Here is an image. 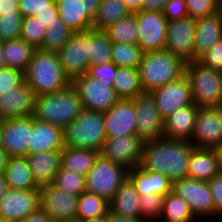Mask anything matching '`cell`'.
Here are the masks:
<instances>
[{"label":"cell","mask_w":222,"mask_h":222,"mask_svg":"<svg viewBox=\"0 0 222 222\" xmlns=\"http://www.w3.org/2000/svg\"><path fill=\"white\" fill-rule=\"evenodd\" d=\"M195 28L196 20L191 17L168 21L165 50L186 63L197 60L194 54Z\"/></svg>","instance_id":"5bb4252c"},{"label":"cell","mask_w":222,"mask_h":222,"mask_svg":"<svg viewBox=\"0 0 222 222\" xmlns=\"http://www.w3.org/2000/svg\"><path fill=\"white\" fill-rule=\"evenodd\" d=\"M109 211L108 200L84 191L78 198L76 220L106 217Z\"/></svg>","instance_id":"8d00e7d4"},{"label":"cell","mask_w":222,"mask_h":222,"mask_svg":"<svg viewBox=\"0 0 222 222\" xmlns=\"http://www.w3.org/2000/svg\"><path fill=\"white\" fill-rule=\"evenodd\" d=\"M166 222V221H163V220H161V219H158V220H154V221H151V222Z\"/></svg>","instance_id":"2644e50d"},{"label":"cell","mask_w":222,"mask_h":222,"mask_svg":"<svg viewBox=\"0 0 222 222\" xmlns=\"http://www.w3.org/2000/svg\"><path fill=\"white\" fill-rule=\"evenodd\" d=\"M128 179L141 195L156 194L165 197L172 191L173 182L164 174L135 167L128 170Z\"/></svg>","instance_id":"cb8c5ba5"},{"label":"cell","mask_w":222,"mask_h":222,"mask_svg":"<svg viewBox=\"0 0 222 222\" xmlns=\"http://www.w3.org/2000/svg\"><path fill=\"white\" fill-rule=\"evenodd\" d=\"M83 111L81 99L75 88H68L50 94L37 95L33 118L64 129Z\"/></svg>","instance_id":"3957f363"},{"label":"cell","mask_w":222,"mask_h":222,"mask_svg":"<svg viewBox=\"0 0 222 222\" xmlns=\"http://www.w3.org/2000/svg\"><path fill=\"white\" fill-rule=\"evenodd\" d=\"M198 107L193 104L171 114L164 120L165 138L190 140L194 131Z\"/></svg>","instance_id":"d4e9b609"},{"label":"cell","mask_w":222,"mask_h":222,"mask_svg":"<svg viewBox=\"0 0 222 222\" xmlns=\"http://www.w3.org/2000/svg\"><path fill=\"white\" fill-rule=\"evenodd\" d=\"M9 187L5 180V176L3 173H0V200L4 197V195L7 193Z\"/></svg>","instance_id":"6125c7cd"},{"label":"cell","mask_w":222,"mask_h":222,"mask_svg":"<svg viewBox=\"0 0 222 222\" xmlns=\"http://www.w3.org/2000/svg\"><path fill=\"white\" fill-rule=\"evenodd\" d=\"M144 141L136 134L107 137L100 154L128 170L138 167Z\"/></svg>","instance_id":"e0dca14e"},{"label":"cell","mask_w":222,"mask_h":222,"mask_svg":"<svg viewBox=\"0 0 222 222\" xmlns=\"http://www.w3.org/2000/svg\"><path fill=\"white\" fill-rule=\"evenodd\" d=\"M106 222H148V221L143 220V219L124 218L122 216L113 214L109 211V213L106 215Z\"/></svg>","instance_id":"680465c9"},{"label":"cell","mask_w":222,"mask_h":222,"mask_svg":"<svg viewBox=\"0 0 222 222\" xmlns=\"http://www.w3.org/2000/svg\"><path fill=\"white\" fill-rule=\"evenodd\" d=\"M103 112L83 109L81 114L63 129L64 146L101 152L106 139Z\"/></svg>","instance_id":"5b68a950"},{"label":"cell","mask_w":222,"mask_h":222,"mask_svg":"<svg viewBox=\"0 0 222 222\" xmlns=\"http://www.w3.org/2000/svg\"><path fill=\"white\" fill-rule=\"evenodd\" d=\"M0 148H2V120L0 121Z\"/></svg>","instance_id":"003e7915"},{"label":"cell","mask_w":222,"mask_h":222,"mask_svg":"<svg viewBox=\"0 0 222 222\" xmlns=\"http://www.w3.org/2000/svg\"><path fill=\"white\" fill-rule=\"evenodd\" d=\"M169 0H142L141 11L163 12L165 4Z\"/></svg>","instance_id":"11a10c76"},{"label":"cell","mask_w":222,"mask_h":222,"mask_svg":"<svg viewBox=\"0 0 222 222\" xmlns=\"http://www.w3.org/2000/svg\"><path fill=\"white\" fill-rule=\"evenodd\" d=\"M116 71L117 66L111 61L105 64L90 66L88 74L102 81L106 86H113Z\"/></svg>","instance_id":"c3c4849f"},{"label":"cell","mask_w":222,"mask_h":222,"mask_svg":"<svg viewBox=\"0 0 222 222\" xmlns=\"http://www.w3.org/2000/svg\"><path fill=\"white\" fill-rule=\"evenodd\" d=\"M8 159L9 155L7 152L3 148H0V173H3L5 170Z\"/></svg>","instance_id":"94428289"},{"label":"cell","mask_w":222,"mask_h":222,"mask_svg":"<svg viewBox=\"0 0 222 222\" xmlns=\"http://www.w3.org/2000/svg\"><path fill=\"white\" fill-rule=\"evenodd\" d=\"M111 61L117 67L138 68L144 51L137 44L113 42Z\"/></svg>","instance_id":"f35d334b"},{"label":"cell","mask_w":222,"mask_h":222,"mask_svg":"<svg viewBox=\"0 0 222 222\" xmlns=\"http://www.w3.org/2000/svg\"><path fill=\"white\" fill-rule=\"evenodd\" d=\"M43 43L39 49L58 52L73 35V31L67 27L58 17L51 25L46 26Z\"/></svg>","instance_id":"ab89813d"},{"label":"cell","mask_w":222,"mask_h":222,"mask_svg":"<svg viewBox=\"0 0 222 222\" xmlns=\"http://www.w3.org/2000/svg\"><path fill=\"white\" fill-rule=\"evenodd\" d=\"M24 81L36 96L62 91L72 83L62 68L57 52L41 49L33 52L24 72Z\"/></svg>","instance_id":"7a4b0ae2"},{"label":"cell","mask_w":222,"mask_h":222,"mask_svg":"<svg viewBox=\"0 0 222 222\" xmlns=\"http://www.w3.org/2000/svg\"><path fill=\"white\" fill-rule=\"evenodd\" d=\"M106 137H118L136 134V110L133 99H120L103 112Z\"/></svg>","instance_id":"44dd1931"},{"label":"cell","mask_w":222,"mask_h":222,"mask_svg":"<svg viewBox=\"0 0 222 222\" xmlns=\"http://www.w3.org/2000/svg\"><path fill=\"white\" fill-rule=\"evenodd\" d=\"M20 222H54L52 218L41 208L33 212Z\"/></svg>","instance_id":"9f6ffc18"},{"label":"cell","mask_w":222,"mask_h":222,"mask_svg":"<svg viewBox=\"0 0 222 222\" xmlns=\"http://www.w3.org/2000/svg\"><path fill=\"white\" fill-rule=\"evenodd\" d=\"M0 222H17V221L0 218Z\"/></svg>","instance_id":"a7ac6f4b"},{"label":"cell","mask_w":222,"mask_h":222,"mask_svg":"<svg viewBox=\"0 0 222 222\" xmlns=\"http://www.w3.org/2000/svg\"><path fill=\"white\" fill-rule=\"evenodd\" d=\"M172 191L188 203L197 220L214 218V198L207 181L183 178L173 182Z\"/></svg>","instance_id":"9c48e42d"},{"label":"cell","mask_w":222,"mask_h":222,"mask_svg":"<svg viewBox=\"0 0 222 222\" xmlns=\"http://www.w3.org/2000/svg\"><path fill=\"white\" fill-rule=\"evenodd\" d=\"M85 177L87 192L110 201L128 179V169L99 154Z\"/></svg>","instance_id":"52a82bcc"},{"label":"cell","mask_w":222,"mask_h":222,"mask_svg":"<svg viewBox=\"0 0 222 222\" xmlns=\"http://www.w3.org/2000/svg\"><path fill=\"white\" fill-rule=\"evenodd\" d=\"M193 103L197 107H222V72L207 68L196 60L185 65Z\"/></svg>","instance_id":"8992f818"},{"label":"cell","mask_w":222,"mask_h":222,"mask_svg":"<svg viewBox=\"0 0 222 222\" xmlns=\"http://www.w3.org/2000/svg\"><path fill=\"white\" fill-rule=\"evenodd\" d=\"M136 110V135L144 142L164 136V120L151 92H143L133 99Z\"/></svg>","instance_id":"8fae6325"},{"label":"cell","mask_w":222,"mask_h":222,"mask_svg":"<svg viewBox=\"0 0 222 222\" xmlns=\"http://www.w3.org/2000/svg\"><path fill=\"white\" fill-rule=\"evenodd\" d=\"M6 67L5 59H4V51H3V41L0 40V68Z\"/></svg>","instance_id":"e7e4bbea"},{"label":"cell","mask_w":222,"mask_h":222,"mask_svg":"<svg viewBox=\"0 0 222 222\" xmlns=\"http://www.w3.org/2000/svg\"><path fill=\"white\" fill-rule=\"evenodd\" d=\"M22 14H8L0 16V40L20 38L23 22Z\"/></svg>","instance_id":"f6af8a7d"},{"label":"cell","mask_w":222,"mask_h":222,"mask_svg":"<svg viewBox=\"0 0 222 222\" xmlns=\"http://www.w3.org/2000/svg\"><path fill=\"white\" fill-rule=\"evenodd\" d=\"M163 120L179 109L193 105L190 81L184 74L179 79L151 92Z\"/></svg>","instance_id":"9a60e30c"},{"label":"cell","mask_w":222,"mask_h":222,"mask_svg":"<svg viewBox=\"0 0 222 222\" xmlns=\"http://www.w3.org/2000/svg\"><path fill=\"white\" fill-rule=\"evenodd\" d=\"M131 13L141 11L142 0H123Z\"/></svg>","instance_id":"91938a15"},{"label":"cell","mask_w":222,"mask_h":222,"mask_svg":"<svg viewBox=\"0 0 222 222\" xmlns=\"http://www.w3.org/2000/svg\"><path fill=\"white\" fill-rule=\"evenodd\" d=\"M36 17L45 26L51 25L59 17L55 0L51 3V10L39 12Z\"/></svg>","instance_id":"f5cc1de1"},{"label":"cell","mask_w":222,"mask_h":222,"mask_svg":"<svg viewBox=\"0 0 222 222\" xmlns=\"http://www.w3.org/2000/svg\"><path fill=\"white\" fill-rule=\"evenodd\" d=\"M33 179L41 187L53 184L55 175L61 167V150H53L26 155Z\"/></svg>","instance_id":"7402d4cb"},{"label":"cell","mask_w":222,"mask_h":222,"mask_svg":"<svg viewBox=\"0 0 222 222\" xmlns=\"http://www.w3.org/2000/svg\"><path fill=\"white\" fill-rule=\"evenodd\" d=\"M102 0H82L86 14L94 20Z\"/></svg>","instance_id":"6f0895ef"},{"label":"cell","mask_w":222,"mask_h":222,"mask_svg":"<svg viewBox=\"0 0 222 222\" xmlns=\"http://www.w3.org/2000/svg\"><path fill=\"white\" fill-rule=\"evenodd\" d=\"M185 65L180 57L168 50L144 52L138 71L144 92H152L171 83L185 74Z\"/></svg>","instance_id":"277c9868"},{"label":"cell","mask_w":222,"mask_h":222,"mask_svg":"<svg viewBox=\"0 0 222 222\" xmlns=\"http://www.w3.org/2000/svg\"><path fill=\"white\" fill-rule=\"evenodd\" d=\"M211 194L214 198V217L222 216V173H217L208 181Z\"/></svg>","instance_id":"816d5d0a"},{"label":"cell","mask_w":222,"mask_h":222,"mask_svg":"<svg viewBox=\"0 0 222 222\" xmlns=\"http://www.w3.org/2000/svg\"><path fill=\"white\" fill-rule=\"evenodd\" d=\"M140 195L132 182L127 179L109 201L110 212L129 219H141Z\"/></svg>","instance_id":"4316f807"},{"label":"cell","mask_w":222,"mask_h":222,"mask_svg":"<svg viewBox=\"0 0 222 222\" xmlns=\"http://www.w3.org/2000/svg\"><path fill=\"white\" fill-rule=\"evenodd\" d=\"M6 67L26 71L35 48L21 38L3 41Z\"/></svg>","instance_id":"1f68e13d"},{"label":"cell","mask_w":222,"mask_h":222,"mask_svg":"<svg viewBox=\"0 0 222 222\" xmlns=\"http://www.w3.org/2000/svg\"><path fill=\"white\" fill-rule=\"evenodd\" d=\"M32 117L2 120V148L9 157L26 156L31 143Z\"/></svg>","instance_id":"d6986e66"},{"label":"cell","mask_w":222,"mask_h":222,"mask_svg":"<svg viewBox=\"0 0 222 222\" xmlns=\"http://www.w3.org/2000/svg\"><path fill=\"white\" fill-rule=\"evenodd\" d=\"M198 63L222 72V38L197 57Z\"/></svg>","instance_id":"bcb514c9"},{"label":"cell","mask_w":222,"mask_h":222,"mask_svg":"<svg viewBox=\"0 0 222 222\" xmlns=\"http://www.w3.org/2000/svg\"><path fill=\"white\" fill-rule=\"evenodd\" d=\"M189 141L195 148L214 149L222 144V107H198Z\"/></svg>","instance_id":"7c38bea8"},{"label":"cell","mask_w":222,"mask_h":222,"mask_svg":"<svg viewBox=\"0 0 222 222\" xmlns=\"http://www.w3.org/2000/svg\"><path fill=\"white\" fill-rule=\"evenodd\" d=\"M130 13L123 0H102L97 15L93 20V28L98 31H104Z\"/></svg>","instance_id":"d590c367"},{"label":"cell","mask_w":222,"mask_h":222,"mask_svg":"<svg viewBox=\"0 0 222 222\" xmlns=\"http://www.w3.org/2000/svg\"><path fill=\"white\" fill-rule=\"evenodd\" d=\"M24 81L22 71L10 67L0 68V96L18 87Z\"/></svg>","instance_id":"7dc6e473"},{"label":"cell","mask_w":222,"mask_h":222,"mask_svg":"<svg viewBox=\"0 0 222 222\" xmlns=\"http://www.w3.org/2000/svg\"><path fill=\"white\" fill-rule=\"evenodd\" d=\"M163 198V196L156 194L141 195L139 204L141 219L148 222L160 219Z\"/></svg>","instance_id":"7bdbcfd3"},{"label":"cell","mask_w":222,"mask_h":222,"mask_svg":"<svg viewBox=\"0 0 222 222\" xmlns=\"http://www.w3.org/2000/svg\"><path fill=\"white\" fill-rule=\"evenodd\" d=\"M54 0H19V9L23 17L36 16L44 10H51Z\"/></svg>","instance_id":"681fc988"},{"label":"cell","mask_w":222,"mask_h":222,"mask_svg":"<svg viewBox=\"0 0 222 222\" xmlns=\"http://www.w3.org/2000/svg\"><path fill=\"white\" fill-rule=\"evenodd\" d=\"M113 88L119 99L132 100L143 93L138 68L117 67Z\"/></svg>","instance_id":"d6a6232c"},{"label":"cell","mask_w":222,"mask_h":222,"mask_svg":"<svg viewBox=\"0 0 222 222\" xmlns=\"http://www.w3.org/2000/svg\"><path fill=\"white\" fill-rule=\"evenodd\" d=\"M36 95L23 81L18 87L0 96V121L10 118L33 117Z\"/></svg>","instance_id":"ffe728a7"},{"label":"cell","mask_w":222,"mask_h":222,"mask_svg":"<svg viewBox=\"0 0 222 222\" xmlns=\"http://www.w3.org/2000/svg\"><path fill=\"white\" fill-rule=\"evenodd\" d=\"M8 14H21L19 0H0V16Z\"/></svg>","instance_id":"db71d44e"},{"label":"cell","mask_w":222,"mask_h":222,"mask_svg":"<svg viewBox=\"0 0 222 222\" xmlns=\"http://www.w3.org/2000/svg\"><path fill=\"white\" fill-rule=\"evenodd\" d=\"M112 42L137 44L136 12L119 19L104 30Z\"/></svg>","instance_id":"74e56055"},{"label":"cell","mask_w":222,"mask_h":222,"mask_svg":"<svg viewBox=\"0 0 222 222\" xmlns=\"http://www.w3.org/2000/svg\"><path fill=\"white\" fill-rule=\"evenodd\" d=\"M40 208L46 212L54 222H75L77 214V195L67 194L53 184L41 186Z\"/></svg>","instance_id":"4fadbf2b"},{"label":"cell","mask_w":222,"mask_h":222,"mask_svg":"<svg viewBox=\"0 0 222 222\" xmlns=\"http://www.w3.org/2000/svg\"><path fill=\"white\" fill-rule=\"evenodd\" d=\"M161 220L166 222H195L188 203L173 191L163 198Z\"/></svg>","instance_id":"e575fe53"},{"label":"cell","mask_w":222,"mask_h":222,"mask_svg":"<svg viewBox=\"0 0 222 222\" xmlns=\"http://www.w3.org/2000/svg\"><path fill=\"white\" fill-rule=\"evenodd\" d=\"M76 222H106V217L76 220Z\"/></svg>","instance_id":"03108f58"},{"label":"cell","mask_w":222,"mask_h":222,"mask_svg":"<svg viewBox=\"0 0 222 222\" xmlns=\"http://www.w3.org/2000/svg\"><path fill=\"white\" fill-rule=\"evenodd\" d=\"M222 38V14L214 15L196 20L194 36V54L198 57L209 49L215 42Z\"/></svg>","instance_id":"484cf974"},{"label":"cell","mask_w":222,"mask_h":222,"mask_svg":"<svg viewBox=\"0 0 222 222\" xmlns=\"http://www.w3.org/2000/svg\"><path fill=\"white\" fill-rule=\"evenodd\" d=\"M113 42L104 31L88 30V61L89 67L111 62Z\"/></svg>","instance_id":"836d02e7"},{"label":"cell","mask_w":222,"mask_h":222,"mask_svg":"<svg viewBox=\"0 0 222 222\" xmlns=\"http://www.w3.org/2000/svg\"><path fill=\"white\" fill-rule=\"evenodd\" d=\"M193 144L189 140L168 139L144 142L138 167L167 176L172 182L188 177Z\"/></svg>","instance_id":"6da1fadb"},{"label":"cell","mask_w":222,"mask_h":222,"mask_svg":"<svg viewBox=\"0 0 222 222\" xmlns=\"http://www.w3.org/2000/svg\"><path fill=\"white\" fill-rule=\"evenodd\" d=\"M55 3L60 19L73 32L93 28V20L86 14L82 0H55Z\"/></svg>","instance_id":"f1b7e54d"},{"label":"cell","mask_w":222,"mask_h":222,"mask_svg":"<svg viewBox=\"0 0 222 222\" xmlns=\"http://www.w3.org/2000/svg\"><path fill=\"white\" fill-rule=\"evenodd\" d=\"M99 154L92 149L64 146L61 150V167L86 176Z\"/></svg>","instance_id":"4dcf8cb0"},{"label":"cell","mask_w":222,"mask_h":222,"mask_svg":"<svg viewBox=\"0 0 222 222\" xmlns=\"http://www.w3.org/2000/svg\"><path fill=\"white\" fill-rule=\"evenodd\" d=\"M8 187L17 190L39 189L29 168L26 156L9 157L3 171Z\"/></svg>","instance_id":"f546056e"},{"label":"cell","mask_w":222,"mask_h":222,"mask_svg":"<svg viewBox=\"0 0 222 222\" xmlns=\"http://www.w3.org/2000/svg\"><path fill=\"white\" fill-rule=\"evenodd\" d=\"M214 151L217 157L219 172L222 173V144L215 147Z\"/></svg>","instance_id":"be15d7a7"},{"label":"cell","mask_w":222,"mask_h":222,"mask_svg":"<svg viewBox=\"0 0 222 222\" xmlns=\"http://www.w3.org/2000/svg\"><path fill=\"white\" fill-rule=\"evenodd\" d=\"M162 14L168 21L188 17L185 0H169L165 4Z\"/></svg>","instance_id":"f907efd6"},{"label":"cell","mask_w":222,"mask_h":222,"mask_svg":"<svg viewBox=\"0 0 222 222\" xmlns=\"http://www.w3.org/2000/svg\"><path fill=\"white\" fill-rule=\"evenodd\" d=\"M137 45L144 52H153L165 49L168 20L161 12L138 11Z\"/></svg>","instance_id":"30bf717a"},{"label":"cell","mask_w":222,"mask_h":222,"mask_svg":"<svg viewBox=\"0 0 222 222\" xmlns=\"http://www.w3.org/2000/svg\"><path fill=\"white\" fill-rule=\"evenodd\" d=\"M40 190L9 188L0 200V218L20 222L40 208Z\"/></svg>","instance_id":"ac0fdd59"},{"label":"cell","mask_w":222,"mask_h":222,"mask_svg":"<svg viewBox=\"0 0 222 222\" xmlns=\"http://www.w3.org/2000/svg\"><path fill=\"white\" fill-rule=\"evenodd\" d=\"M188 17L195 20L219 12L220 0H185Z\"/></svg>","instance_id":"ee69618b"},{"label":"cell","mask_w":222,"mask_h":222,"mask_svg":"<svg viewBox=\"0 0 222 222\" xmlns=\"http://www.w3.org/2000/svg\"><path fill=\"white\" fill-rule=\"evenodd\" d=\"M53 185L67 194L79 196L86 191V177L82 174L60 167Z\"/></svg>","instance_id":"60d3db41"},{"label":"cell","mask_w":222,"mask_h":222,"mask_svg":"<svg viewBox=\"0 0 222 222\" xmlns=\"http://www.w3.org/2000/svg\"><path fill=\"white\" fill-rule=\"evenodd\" d=\"M46 31V26L36 16H27L23 18L20 38L35 49H39L43 43Z\"/></svg>","instance_id":"b9f144b4"},{"label":"cell","mask_w":222,"mask_h":222,"mask_svg":"<svg viewBox=\"0 0 222 222\" xmlns=\"http://www.w3.org/2000/svg\"><path fill=\"white\" fill-rule=\"evenodd\" d=\"M217 173L219 168L214 149L194 147L188 163V178L208 182Z\"/></svg>","instance_id":"83f0119b"},{"label":"cell","mask_w":222,"mask_h":222,"mask_svg":"<svg viewBox=\"0 0 222 222\" xmlns=\"http://www.w3.org/2000/svg\"><path fill=\"white\" fill-rule=\"evenodd\" d=\"M63 148V129L50 123L38 121L32 117L29 153L62 150Z\"/></svg>","instance_id":"603a6c76"},{"label":"cell","mask_w":222,"mask_h":222,"mask_svg":"<svg viewBox=\"0 0 222 222\" xmlns=\"http://www.w3.org/2000/svg\"><path fill=\"white\" fill-rule=\"evenodd\" d=\"M88 30L74 32L67 43L57 52L59 61L71 81L88 73Z\"/></svg>","instance_id":"2e32d148"},{"label":"cell","mask_w":222,"mask_h":222,"mask_svg":"<svg viewBox=\"0 0 222 222\" xmlns=\"http://www.w3.org/2000/svg\"><path fill=\"white\" fill-rule=\"evenodd\" d=\"M219 12L222 14V0H220Z\"/></svg>","instance_id":"89a4df30"},{"label":"cell","mask_w":222,"mask_h":222,"mask_svg":"<svg viewBox=\"0 0 222 222\" xmlns=\"http://www.w3.org/2000/svg\"><path fill=\"white\" fill-rule=\"evenodd\" d=\"M71 85L78 92L83 109L105 112L120 100L113 86H106L88 73L75 77Z\"/></svg>","instance_id":"ba28073f"}]
</instances>
